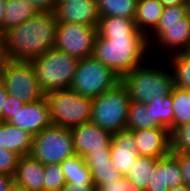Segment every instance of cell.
Masks as SVG:
<instances>
[{
  "label": "cell",
  "instance_id": "1",
  "mask_svg": "<svg viewBox=\"0 0 190 191\" xmlns=\"http://www.w3.org/2000/svg\"><path fill=\"white\" fill-rule=\"evenodd\" d=\"M57 25L54 11L38 12L25 23L5 31L6 57L33 61L54 48Z\"/></svg>",
  "mask_w": 190,
  "mask_h": 191
},
{
  "label": "cell",
  "instance_id": "2",
  "mask_svg": "<svg viewBox=\"0 0 190 191\" xmlns=\"http://www.w3.org/2000/svg\"><path fill=\"white\" fill-rule=\"evenodd\" d=\"M148 52L150 45L146 35L119 34L97 36L92 56L121 79L134 68L146 63Z\"/></svg>",
  "mask_w": 190,
  "mask_h": 191
},
{
  "label": "cell",
  "instance_id": "3",
  "mask_svg": "<svg viewBox=\"0 0 190 191\" xmlns=\"http://www.w3.org/2000/svg\"><path fill=\"white\" fill-rule=\"evenodd\" d=\"M152 48L174 55L187 51L190 45V14L186 5L164 7L155 29L147 36ZM167 51V52H166ZM170 52V53H169Z\"/></svg>",
  "mask_w": 190,
  "mask_h": 191
},
{
  "label": "cell",
  "instance_id": "4",
  "mask_svg": "<svg viewBox=\"0 0 190 191\" xmlns=\"http://www.w3.org/2000/svg\"><path fill=\"white\" fill-rule=\"evenodd\" d=\"M144 63L121 78L131 101L148 104L155 99H165L171 94L174 76L170 64L160 67ZM170 69V70H169Z\"/></svg>",
  "mask_w": 190,
  "mask_h": 191
},
{
  "label": "cell",
  "instance_id": "5",
  "mask_svg": "<svg viewBox=\"0 0 190 191\" xmlns=\"http://www.w3.org/2000/svg\"><path fill=\"white\" fill-rule=\"evenodd\" d=\"M78 61L74 56L51 48L31 62L38 84L46 94L70 88Z\"/></svg>",
  "mask_w": 190,
  "mask_h": 191
},
{
  "label": "cell",
  "instance_id": "6",
  "mask_svg": "<svg viewBox=\"0 0 190 191\" xmlns=\"http://www.w3.org/2000/svg\"><path fill=\"white\" fill-rule=\"evenodd\" d=\"M131 98L120 81L92 99L91 121L111 134L126 129Z\"/></svg>",
  "mask_w": 190,
  "mask_h": 191
},
{
  "label": "cell",
  "instance_id": "7",
  "mask_svg": "<svg viewBox=\"0 0 190 191\" xmlns=\"http://www.w3.org/2000/svg\"><path fill=\"white\" fill-rule=\"evenodd\" d=\"M45 97L52 124L72 128L91 121V98L81 96L70 88L48 92Z\"/></svg>",
  "mask_w": 190,
  "mask_h": 191
},
{
  "label": "cell",
  "instance_id": "8",
  "mask_svg": "<svg viewBox=\"0 0 190 191\" xmlns=\"http://www.w3.org/2000/svg\"><path fill=\"white\" fill-rule=\"evenodd\" d=\"M0 80L8 95L24 104L33 103L45 97V93L38 84L31 61L7 58L2 65Z\"/></svg>",
  "mask_w": 190,
  "mask_h": 191
},
{
  "label": "cell",
  "instance_id": "9",
  "mask_svg": "<svg viewBox=\"0 0 190 191\" xmlns=\"http://www.w3.org/2000/svg\"><path fill=\"white\" fill-rule=\"evenodd\" d=\"M121 79L93 56L79 59L70 89L81 96L95 98L115 86Z\"/></svg>",
  "mask_w": 190,
  "mask_h": 191
},
{
  "label": "cell",
  "instance_id": "10",
  "mask_svg": "<svg viewBox=\"0 0 190 191\" xmlns=\"http://www.w3.org/2000/svg\"><path fill=\"white\" fill-rule=\"evenodd\" d=\"M30 155L43 165L61 163L76 155L70 128L51 123L34 136Z\"/></svg>",
  "mask_w": 190,
  "mask_h": 191
},
{
  "label": "cell",
  "instance_id": "11",
  "mask_svg": "<svg viewBox=\"0 0 190 191\" xmlns=\"http://www.w3.org/2000/svg\"><path fill=\"white\" fill-rule=\"evenodd\" d=\"M97 35V27L58 23L54 48L78 59L90 57Z\"/></svg>",
  "mask_w": 190,
  "mask_h": 191
},
{
  "label": "cell",
  "instance_id": "12",
  "mask_svg": "<svg viewBox=\"0 0 190 191\" xmlns=\"http://www.w3.org/2000/svg\"><path fill=\"white\" fill-rule=\"evenodd\" d=\"M75 153L85 158L90 153L111 152L112 134L92 121L70 128Z\"/></svg>",
  "mask_w": 190,
  "mask_h": 191
},
{
  "label": "cell",
  "instance_id": "13",
  "mask_svg": "<svg viewBox=\"0 0 190 191\" xmlns=\"http://www.w3.org/2000/svg\"><path fill=\"white\" fill-rule=\"evenodd\" d=\"M8 123L35 136L51 124L48 100L44 97L24 104L15 114H11Z\"/></svg>",
  "mask_w": 190,
  "mask_h": 191
},
{
  "label": "cell",
  "instance_id": "14",
  "mask_svg": "<svg viewBox=\"0 0 190 191\" xmlns=\"http://www.w3.org/2000/svg\"><path fill=\"white\" fill-rule=\"evenodd\" d=\"M134 138L139 156L159 159L171 153L170 131L165 127L134 131Z\"/></svg>",
  "mask_w": 190,
  "mask_h": 191
},
{
  "label": "cell",
  "instance_id": "15",
  "mask_svg": "<svg viewBox=\"0 0 190 191\" xmlns=\"http://www.w3.org/2000/svg\"><path fill=\"white\" fill-rule=\"evenodd\" d=\"M54 12L58 23H77L97 27L100 19L96 0L56 3Z\"/></svg>",
  "mask_w": 190,
  "mask_h": 191
},
{
  "label": "cell",
  "instance_id": "16",
  "mask_svg": "<svg viewBox=\"0 0 190 191\" xmlns=\"http://www.w3.org/2000/svg\"><path fill=\"white\" fill-rule=\"evenodd\" d=\"M145 191H168L169 188L184 184L178 159L172 154L155 161Z\"/></svg>",
  "mask_w": 190,
  "mask_h": 191
},
{
  "label": "cell",
  "instance_id": "17",
  "mask_svg": "<svg viewBox=\"0 0 190 191\" xmlns=\"http://www.w3.org/2000/svg\"><path fill=\"white\" fill-rule=\"evenodd\" d=\"M110 150L112 164L126 176L134 161L139 156L136 150L134 131L123 129L113 133Z\"/></svg>",
  "mask_w": 190,
  "mask_h": 191
},
{
  "label": "cell",
  "instance_id": "18",
  "mask_svg": "<svg viewBox=\"0 0 190 191\" xmlns=\"http://www.w3.org/2000/svg\"><path fill=\"white\" fill-rule=\"evenodd\" d=\"M44 165L31 155L21 156L13 181L23 191H44Z\"/></svg>",
  "mask_w": 190,
  "mask_h": 191
},
{
  "label": "cell",
  "instance_id": "19",
  "mask_svg": "<svg viewBox=\"0 0 190 191\" xmlns=\"http://www.w3.org/2000/svg\"><path fill=\"white\" fill-rule=\"evenodd\" d=\"M111 152L90 153L84 159L91 170L92 181L98 188L102 183L121 179L124 175L112 164Z\"/></svg>",
  "mask_w": 190,
  "mask_h": 191
},
{
  "label": "cell",
  "instance_id": "20",
  "mask_svg": "<svg viewBox=\"0 0 190 191\" xmlns=\"http://www.w3.org/2000/svg\"><path fill=\"white\" fill-rule=\"evenodd\" d=\"M34 136L23 129L0 122V147L12 150L20 156L30 155Z\"/></svg>",
  "mask_w": 190,
  "mask_h": 191
},
{
  "label": "cell",
  "instance_id": "21",
  "mask_svg": "<svg viewBox=\"0 0 190 191\" xmlns=\"http://www.w3.org/2000/svg\"><path fill=\"white\" fill-rule=\"evenodd\" d=\"M163 9L158 0H138L134 19L138 30L148 36L158 24Z\"/></svg>",
  "mask_w": 190,
  "mask_h": 191
},
{
  "label": "cell",
  "instance_id": "22",
  "mask_svg": "<svg viewBox=\"0 0 190 191\" xmlns=\"http://www.w3.org/2000/svg\"><path fill=\"white\" fill-rule=\"evenodd\" d=\"M66 183L73 185L92 184L91 170L88 168L85 159L77 154L65 159L61 163Z\"/></svg>",
  "mask_w": 190,
  "mask_h": 191
},
{
  "label": "cell",
  "instance_id": "23",
  "mask_svg": "<svg viewBox=\"0 0 190 191\" xmlns=\"http://www.w3.org/2000/svg\"><path fill=\"white\" fill-rule=\"evenodd\" d=\"M4 32L31 19L38 11L27 0H6Z\"/></svg>",
  "mask_w": 190,
  "mask_h": 191
},
{
  "label": "cell",
  "instance_id": "24",
  "mask_svg": "<svg viewBox=\"0 0 190 191\" xmlns=\"http://www.w3.org/2000/svg\"><path fill=\"white\" fill-rule=\"evenodd\" d=\"M158 158L138 156L125 176L132 184L134 191H145L151 173Z\"/></svg>",
  "mask_w": 190,
  "mask_h": 191
},
{
  "label": "cell",
  "instance_id": "25",
  "mask_svg": "<svg viewBox=\"0 0 190 191\" xmlns=\"http://www.w3.org/2000/svg\"><path fill=\"white\" fill-rule=\"evenodd\" d=\"M97 36H112L119 34H143L133 19L120 18L117 16L100 17L97 24Z\"/></svg>",
  "mask_w": 190,
  "mask_h": 191
},
{
  "label": "cell",
  "instance_id": "26",
  "mask_svg": "<svg viewBox=\"0 0 190 191\" xmlns=\"http://www.w3.org/2000/svg\"><path fill=\"white\" fill-rule=\"evenodd\" d=\"M172 131L179 126L190 122V90L182 89L176 85L172 88Z\"/></svg>",
  "mask_w": 190,
  "mask_h": 191
},
{
  "label": "cell",
  "instance_id": "27",
  "mask_svg": "<svg viewBox=\"0 0 190 191\" xmlns=\"http://www.w3.org/2000/svg\"><path fill=\"white\" fill-rule=\"evenodd\" d=\"M100 17L135 19L138 0H96Z\"/></svg>",
  "mask_w": 190,
  "mask_h": 191
},
{
  "label": "cell",
  "instance_id": "28",
  "mask_svg": "<svg viewBox=\"0 0 190 191\" xmlns=\"http://www.w3.org/2000/svg\"><path fill=\"white\" fill-rule=\"evenodd\" d=\"M155 127L160 126L152 119L151 110L147 109L146 104L130 101L126 129L137 131Z\"/></svg>",
  "mask_w": 190,
  "mask_h": 191
},
{
  "label": "cell",
  "instance_id": "29",
  "mask_svg": "<svg viewBox=\"0 0 190 191\" xmlns=\"http://www.w3.org/2000/svg\"><path fill=\"white\" fill-rule=\"evenodd\" d=\"M166 60L170 64L174 76V85L190 90V54L187 51L179 52Z\"/></svg>",
  "mask_w": 190,
  "mask_h": 191
},
{
  "label": "cell",
  "instance_id": "30",
  "mask_svg": "<svg viewBox=\"0 0 190 191\" xmlns=\"http://www.w3.org/2000/svg\"><path fill=\"white\" fill-rule=\"evenodd\" d=\"M172 91L171 94L165 96V99H155L146 104L147 109L151 110L152 119H154L160 127H165L172 132Z\"/></svg>",
  "mask_w": 190,
  "mask_h": 191
},
{
  "label": "cell",
  "instance_id": "31",
  "mask_svg": "<svg viewBox=\"0 0 190 191\" xmlns=\"http://www.w3.org/2000/svg\"><path fill=\"white\" fill-rule=\"evenodd\" d=\"M44 191H61L66 179L60 163L44 165Z\"/></svg>",
  "mask_w": 190,
  "mask_h": 191
},
{
  "label": "cell",
  "instance_id": "32",
  "mask_svg": "<svg viewBox=\"0 0 190 191\" xmlns=\"http://www.w3.org/2000/svg\"><path fill=\"white\" fill-rule=\"evenodd\" d=\"M171 152L190 153V122L176 127L171 133Z\"/></svg>",
  "mask_w": 190,
  "mask_h": 191
},
{
  "label": "cell",
  "instance_id": "33",
  "mask_svg": "<svg viewBox=\"0 0 190 191\" xmlns=\"http://www.w3.org/2000/svg\"><path fill=\"white\" fill-rule=\"evenodd\" d=\"M20 157L12 150L0 147V173L13 177Z\"/></svg>",
  "mask_w": 190,
  "mask_h": 191
},
{
  "label": "cell",
  "instance_id": "34",
  "mask_svg": "<svg viewBox=\"0 0 190 191\" xmlns=\"http://www.w3.org/2000/svg\"><path fill=\"white\" fill-rule=\"evenodd\" d=\"M98 191H134L132 184L124 176L121 179H117L111 182H104L98 188Z\"/></svg>",
  "mask_w": 190,
  "mask_h": 191
},
{
  "label": "cell",
  "instance_id": "35",
  "mask_svg": "<svg viewBox=\"0 0 190 191\" xmlns=\"http://www.w3.org/2000/svg\"><path fill=\"white\" fill-rule=\"evenodd\" d=\"M5 102L6 104L2 109L1 122H8L11 119V114H15L24 105L22 101L15 99L11 95L7 96Z\"/></svg>",
  "mask_w": 190,
  "mask_h": 191
},
{
  "label": "cell",
  "instance_id": "36",
  "mask_svg": "<svg viewBox=\"0 0 190 191\" xmlns=\"http://www.w3.org/2000/svg\"><path fill=\"white\" fill-rule=\"evenodd\" d=\"M171 153L178 159L183 175L184 184L190 188V153Z\"/></svg>",
  "mask_w": 190,
  "mask_h": 191
},
{
  "label": "cell",
  "instance_id": "37",
  "mask_svg": "<svg viewBox=\"0 0 190 191\" xmlns=\"http://www.w3.org/2000/svg\"><path fill=\"white\" fill-rule=\"evenodd\" d=\"M38 12L54 11L56 0H27Z\"/></svg>",
  "mask_w": 190,
  "mask_h": 191
},
{
  "label": "cell",
  "instance_id": "38",
  "mask_svg": "<svg viewBox=\"0 0 190 191\" xmlns=\"http://www.w3.org/2000/svg\"><path fill=\"white\" fill-rule=\"evenodd\" d=\"M61 191H97V187L94 183L86 185H73L66 183Z\"/></svg>",
  "mask_w": 190,
  "mask_h": 191
},
{
  "label": "cell",
  "instance_id": "39",
  "mask_svg": "<svg viewBox=\"0 0 190 191\" xmlns=\"http://www.w3.org/2000/svg\"><path fill=\"white\" fill-rule=\"evenodd\" d=\"M13 182L12 176L0 173V191H5Z\"/></svg>",
  "mask_w": 190,
  "mask_h": 191
},
{
  "label": "cell",
  "instance_id": "40",
  "mask_svg": "<svg viewBox=\"0 0 190 191\" xmlns=\"http://www.w3.org/2000/svg\"><path fill=\"white\" fill-rule=\"evenodd\" d=\"M5 32L0 28V63H4L7 59L6 51H5Z\"/></svg>",
  "mask_w": 190,
  "mask_h": 191
},
{
  "label": "cell",
  "instance_id": "41",
  "mask_svg": "<svg viewBox=\"0 0 190 191\" xmlns=\"http://www.w3.org/2000/svg\"><path fill=\"white\" fill-rule=\"evenodd\" d=\"M8 96V93L6 92L5 86L3 82L0 80V122H1V114L3 106L6 104V98Z\"/></svg>",
  "mask_w": 190,
  "mask_h": 191
},
{
  "label": "cell",
  "instance_id": "42",
  "mask_svg": "<svg viewBox=\"0 0 190 191\" xmlns=\"http://www.w3.org/2000/svg\"><path fill=\"white\" fill-rule=\"evenodd\" d=\"M163 7L186 5V0H158Z\"/></svg>",
  "mask_w": 190,
  "mask_h": 191
},
{
  "label": "cell",
  "instance_id": "43",
  "mask_svg": "<svg viewBox=\"0 0 190 191\" xmlns=\"http://www.w3.org/2000/svg\"><path fill=\"white\" fill-rule=\"evenodd\" d=\"M6 10V0H0V28L4 31V17Z\"/></svg>",
  "mask_w": 190,
  "mask_h": 191
},
{
  "label": "cell",
  "instance_id": "44",
  "mask_svg": "<svg viewBox=\"0 0 190 191\" xmlns=\"http://www.w3.org/2000/svg\"><path fill=\"white\" fill-rule=\"evenodd\" d=\"M168 191H190V188L185 184L169 188Z\"/></svg>",
  "mask_w": 190,
  "mask_h": 191
},
{
  "label": "cell",
  "instance_id": "45",
  "mask_svg": "<svg viewBox=\"0 0 190 191\" xmlns=\"http://www.w3.org/2000/svg\"><path fill=\"white\" fill-rule=\"evenodd\" d=\"M5 191H23V189L13 182Z\"/></svg>",
  "mask_w": 190,
  "mask_h": 191
},
{
  "label": "cell",
  "instance_id": "46",
  "mask_svg": "<svg viewBox=\"0 0 190 191\" xmlns=\"http://www.w3.org/2000/svg\"><path fill=\"white\" fill-rule=\"evenodd\" d=\"M76 1H82V0H56V3H72Z\"/></svg>",
  "mask_w": 190,
  "mask_h": 191
},
{
  "label": "cell",
  "instance_id": "47",
  "mask_svg": "<svg viewBox=\"0 0 190 191\" xmlns=\"http://www.w3.org/2000/svg\"><path fill=\"white\" fill-rule=\"evenodd\" d=\"M186 7H187L188 12L190 14V0H186Z\"/></svg>",
  "mask_w": 190,
  "mask_h": 191
},
{
  "label": "cell",
  "instance_id": "48",
  "mask_svg": "<svg viewBox=\"0 0 190 191\" xmlns=\"http://www.w3.org/2000/svg\"><path fill=\"white\" fill-rule=\"evenodd\" d=\"M3 63H0V79H1V69H2Z\"/></svg>",
  "mask_w": 190,
  "mask_h": 191
},
{
  "label": "cell",
  "instance_id": "49",
  "mask_svg": "<svg viewBox=\"0 0 190 191\" xmlns=\"http://www.w3.org/2000/svg\"><path fill=\"white\" fill-rule=\"evenodd\" d=\"M187 52L190 54V45H189V48L187 49Z\"/></svg>",
  "mask_w": 190,
  "mask_h": 191
}]
</instances>
